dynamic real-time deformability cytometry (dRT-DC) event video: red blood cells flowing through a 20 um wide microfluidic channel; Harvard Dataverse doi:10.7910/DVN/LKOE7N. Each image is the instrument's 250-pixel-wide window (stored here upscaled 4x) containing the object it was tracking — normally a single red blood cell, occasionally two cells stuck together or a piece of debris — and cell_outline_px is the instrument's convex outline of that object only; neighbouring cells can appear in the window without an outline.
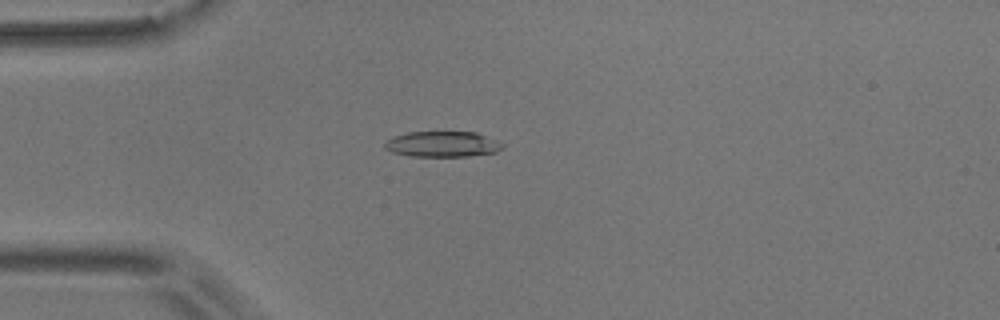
{"species": "common noctule bat (a hibernating species)", "species_latin": "Nyctalus noctula", "temperature_condition": "room temperature", "stored_images_in_passage": 56, "camera_frame_rate_fps": 3000, "um_per_image_px": 0.085, "animal": {"sex": "male", "body_mass_g": 17.9}, "frame": {"image": 1, "passage_image": 15, "time_ms": 4.667, "image_size_px": [1000, 320], "cell_outline_px": [[504, 148], [496, 152], [468, 156], [408, 156], [392, 152], [384, 148], [384, 144], [392, 136], [408, 132], [476, 132], [496, 140], [504, 144]], "centroid_in_image_um": [37.6, 12.25], "position_along_channel_um": 47.4, "area_um2": 17.63}}
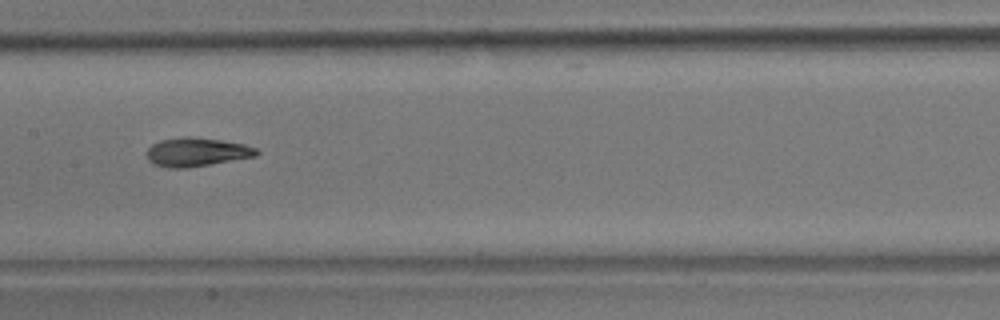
{"frame": {"image": 2, "passage_image": 28, "time_ms": 9.0, "image_size_px": [1000, 320], "cell_outline_px": [[260, 152], [256, 156], [188, 168], [168, 168], [152, 164], [148, 160], [148, 148], [152, 144], [160, 140], [184, 136], [188, 136], [220, 140], [244, 144], [256, 148]], "centroid_in_image_um": [16.7, 12.93], "position_along_channel_um": 190.7, "area_um2": 18.38}}
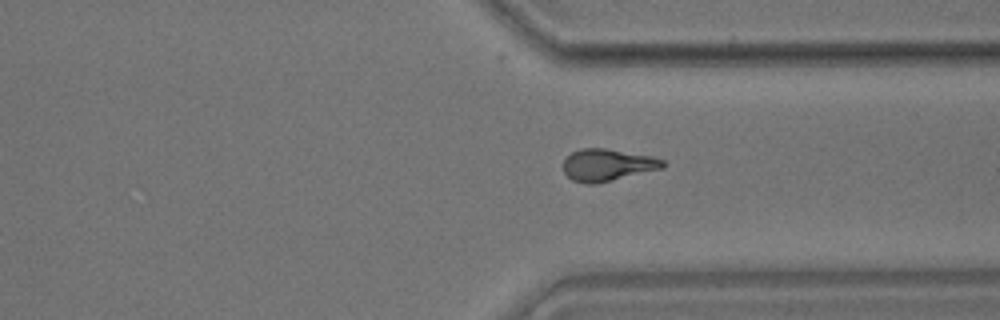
{"frame": {"image": 3, "passage_image": 42, "time_ms": 13.667, "image_size_px": [1000, 320], "cell_outline_px": [[664, 168], [596, 184], [584, 184], [572, 180], [564, 172], [564, 160], [572, 152], [580, 148], [604, 148], [652, 156], [664, 160]], "centroid_in_image_um": [51.63, 14.03], "position_along_channel_um": 359.8, "area_um2": 18.61}, "authors_computed_cell_mechanics": {"area_um2": 18.0336, "velocity_mm_per_s": 3.6361, "shape_relaxation_time_tau1_ms": 4.6939, "shape_relaxation_time_tau2_ms": 5.3157, "deformation_change_tau1": 0.1669, "deformation_change_tau2": 0.1}}